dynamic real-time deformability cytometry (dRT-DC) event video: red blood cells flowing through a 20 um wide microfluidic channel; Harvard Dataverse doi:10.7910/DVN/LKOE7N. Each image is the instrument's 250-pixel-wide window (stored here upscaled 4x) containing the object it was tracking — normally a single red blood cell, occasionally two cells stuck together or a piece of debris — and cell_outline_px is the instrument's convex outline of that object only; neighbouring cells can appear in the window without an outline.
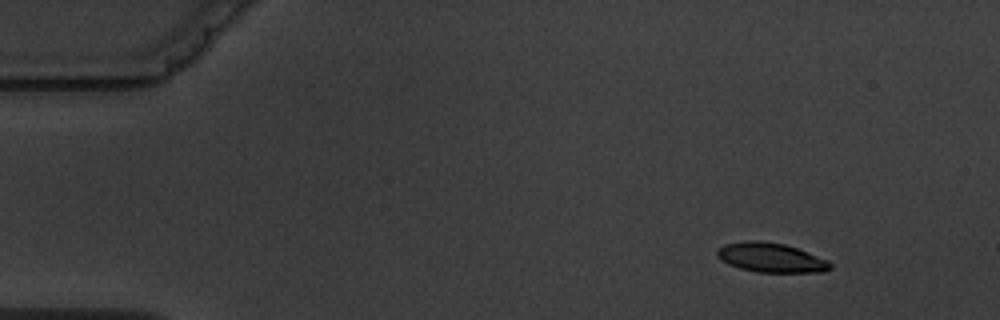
{"species": "common noctule bat (a hibernating species)", "species_latin": "Nyctalus noctula", "temperature_condition": "warm", "stored_images_in_passage": 4, "camera_frame_rate_fps": 3000, "um_per_image_px": 0.085, "animal": {"sex": "male", "body_mass_g": 19.5, "forearm_length_mm": 54.6}, "frame": {"image": 1, "passage_image": 1, "time_ms": 0.0, "image_size_px": [1000, 320], "cell_outline_px": [[832, 268], [824, 272], [756, 272], [740, 268], [728, 264], [720, 260], [716, 256], [716, 248], [724, 244], [744, 240], [760, 240], [784, 244], [796, 248], [828, 260], [832, 264]], "centroid_in_image_um": [65.48, 21.89], "position_along_channel_um": 19.5, "area_um2": 19.59}}
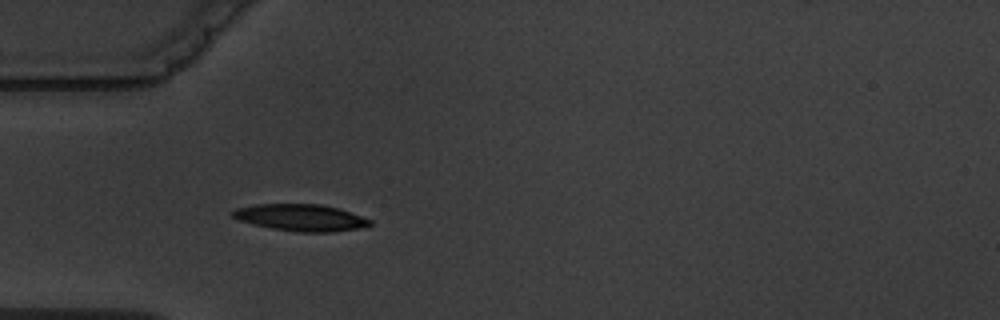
{"frame": {"image": 2, "passage_image": 4, "time_ms": 3.667, "image_size_px": [1000, 320], "cell_outline_px": [[372, 224], [360, 228], [332, 232], [296, 232], [272, 228], [252, 224], [240, 220], [232, 216], [232, 212], [236, 208], [256, 204], [320, 204], [336, 208], [372, 220]], "centroid_in_image_um": [25.55, 18.5], "position_along_channel_um": 59.4, "area_um2": 21.21}}